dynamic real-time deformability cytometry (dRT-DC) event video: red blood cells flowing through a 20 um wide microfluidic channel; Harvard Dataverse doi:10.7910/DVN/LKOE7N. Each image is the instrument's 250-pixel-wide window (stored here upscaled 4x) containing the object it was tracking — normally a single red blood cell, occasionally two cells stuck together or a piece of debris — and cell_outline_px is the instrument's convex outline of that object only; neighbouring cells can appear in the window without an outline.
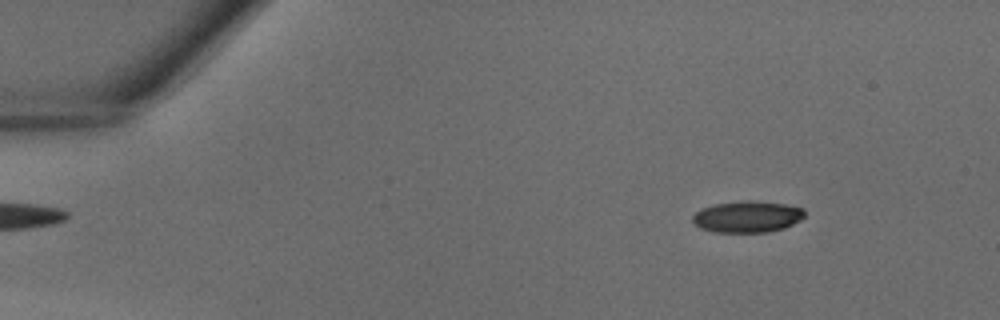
{"species": "common noctule bat (a hibernating species)", "species_latin": "Nyctalus noctula", "temperature_condition": "warm", "stored_images_in_passage": 41, "camera_frame_rate_fps": 3000, "um_per_image_px": 0.085, "animal": {"sex": "male", "body_mass_g": 18.8}, "frame": {"image": 1, "passage_image": 5, "time_ms": 1.333, "image_size_px": [1000, 320], "cell_outline_px": [[804, 216], [800, 220], [784, 228], [768, 232], [712, 232], [700, 228], [692, 224], [692, 216], [700, 208], [712, 204], [748, 200], [752, 200], [784, 204], [804, 208]], "centroid_in_image_um": [63.47, 18.42], "position_along_channel_um": 21.5, "area_um2": 20.75}}
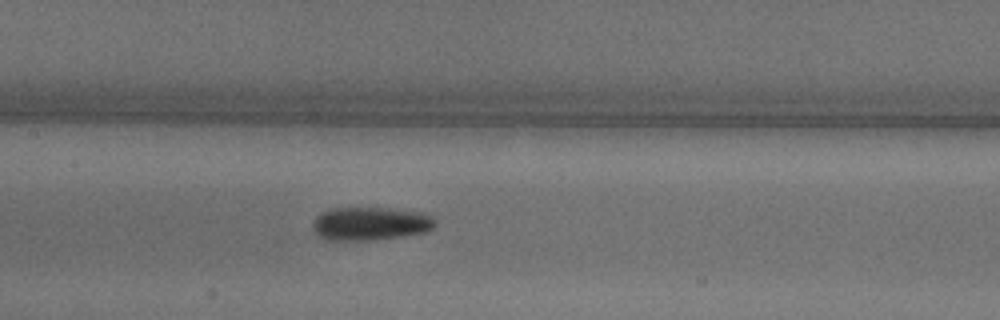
{"frame": {"image": 2, "passage_image": 20, "time_ms": 6.333, "image_size_px": [1000, 320], "cell_outline_px": [[436, 224], [432, 228], [424, 232], [400, 236], [360, 240], [328, 240], [320, 236], [312, 228], [312, 224], [316, 216], [328, 208], [392, 208], [416, 212], [432, 216], [436, 220]], "centroid_in_image_um": [31.44, 18.99], "position_along_channel_um": 176.0, "area_um2": 23.47}}
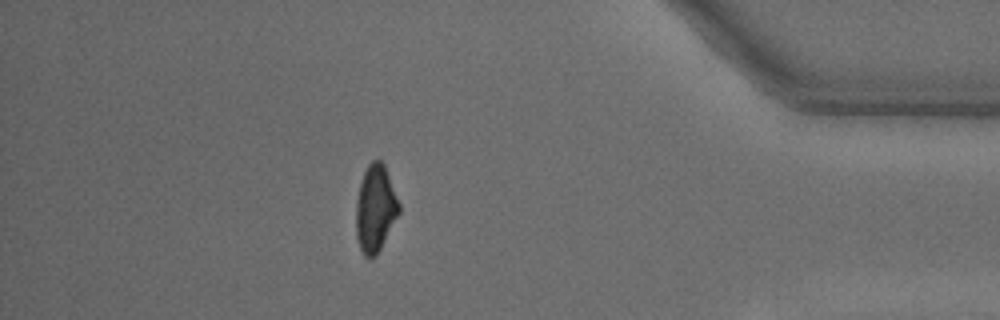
{"frame": {"image": 3, "passage_image": 36, "time_ms": 11.667, "image_size_px": [1000, 320], "cell_outline_px": [[400, 212], [376, 256], [364, 256], [360, 248], [356, 236], [356, 200], [360, 184], [364, 172], [368, 164], [372, 160], [380, 160], [384, 164], [400, 204]], "centroid_in_image_um": [31.9, 17.71], "position_along_channel_um": 403.3, "area_um2": 21.62}}